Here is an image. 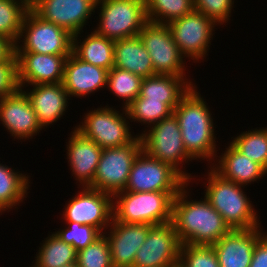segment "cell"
Wrapping results in <instances>:
<instances>
[{"instance_id":"6da1fadb","label":"cell","mask_w":267,"mask_h":267,"mask_svg":"<svg viewBox=\"0 0 267 267\" xmlns=\"http://www.w3.org/2000/svg\"><path fill=\"white\" fill-rule=\"evenodd\" d=\"M188 186L186 183L179 190L172 203L171 222L179 241L181 244L213 245L231 229L205 197L198 201L188 198Z\"/></svg>"},{"instance_id":"7a4b0ae2","label":"cell","mask_w":267,"mask_h":267,"mask_svg":"<svg viewBox=\"0 0 267 267\" xmlns=\"http://www.w3.org/2000/svg\"><path fill=\"white\" fill-rule=\"evenodd\" d=\"M196 85L180 100L173 110L179 123L186 151L195 159L214 161L217 145L213 116L207 102L197 92Z\"/></svg>"},{"instance_id":"3957f363","label":"cell","mask_w":267,"mask_h":267,"mask_svg":"<svg viewBox=\"0 0 267 267\" xmlns=\"http://www.w3.org/2000/svg\"><path fill=\"white\" fill-rule=\"evenodd\" d=\"M204 197L220 213L230 229H253L260 227V218L254 205L242 189L245 186L226 180L210 166Z\"/></svg>"},{"instance_id":"277c9868","label":"cell","mask_w":267,"mask_h":267,"mask_svg":"<svg viewBox=\"0 0 267 267\" xmlns=\"http://www.w3.org/2000/svg\"><path fill=\"white\" fill-rule=\"evenodd\" d=\"M177 194L121 191L113 196V219L116 222L149 225L171 222L172 203Z\"/></svg>"},{"instance_id":"5b68a950","label":"cell","mask_w":267,"mask_h":267,"mask_svg":"<svg viewBox=\"0 0 267 267\" xmlns=\"http://www.w3.org/2000/svg\"><path fill=\"white\" fill-rule=\"evenodd\" d=\"M139 135L142 150L147 155L168 164L187 183L191 182L194 177L184 171L185 169H182L183 166L180 164L192 162L195 159L186 151L178 120L173 113Z\"/></svg>"},{"instance_id":"8992f818","label":"cell","mask_w":267,"mask_h":267,"mask_svg":"<svg viewBox=\"0 0 267 267\" xmlns=\"http://www.w3.org/2000/svg\"><path fill=\"white\" fill-rule=\"evenodd\" d=\"M96 8L99 24L93 31L114 41L138 36L148 22L145 0H97Z\"/></svg>"},{"instance_id":"52a82bcc","label":"cell","mask_w":267,"mask_h":267,"mask_svg":"<svg viewBox=\"0 0 267 267\" xmlns=\"http://www.w3.org/2000/svg\"><path fill=\"white\" fill-rule=\"evenodd\" d=\"M72 47V34L42 19L32 9H29L24 18L19 39L14 44V52L70 55Z\"/></svg>"},{"instance_id":"ba28073f","label":"cell","mask_w":267,"mask_h":267,"mask_svg":"<svg viewBox=\"0 0 267 267\" xmlns=\"http://www.w3.org/2000/svg\"><path fill=\"white\" fill-rule=\"evenodd\" d=\"M126 118L129 119L126 108H123L121 113L106 105L86 112L84 121L75 126V129L102 149L121 147L138 136L131 134L130 122Z\"/></svg>"},{"instance_id":"9c48e42d","label":"cell","mask_w":267,"mask_h":267,"mask_svg":"<svg viewBox=\"0 0 267 267\" xmlns=\"http://www.w3.org/2000/svg\"><path fill=\"white\" fill-rule=\"evenodd\" d=\"M141 151L139 133L124 146L103 149L93 183L89 187L112 196L124 191L133 162Z\"/></svg>"},{"instance_id":"30bf717a","label":"cell","mask_w":267,"mask_h":267,"mask_svg":"<svg viewBox=\"0 0 267 267\" xmlns=\"http://www.w3.org/2000/svg\"><path fill=\"white\" fill-rule=\"evenodd\" d=\"M152 59L156 74L185 76V58L167 24L148 21L138 35ZM185 61V63H184Z\"/></svg>"},{"instance_id":"8fae6325","label":"cell","mask_w":267,"mask_h":267,"mask_svg":"<svg viewBox=\"0 0 267 267\" xmlns=\"http://www.w3.org/2000/svg\"><path fill=\"white\" fill-rule=\"evenodd\" d=\"M181 54L195 62H201L208 55L214 28L218 26L205 14L193 10L167 24ZM210 44V45H209ZM206 55V56H205ZM201 59V60H199Z\"/></svg>"},{"instance_id":"7c38bea8","label":"cell","mask_w":267,"mask_h":267,"mask_svg":"<svg viewBox=\"0 0 267 267\" xmlns=\"http://www.w3.org/2000/svg\"><path fill=\"white\" fill-rule=\"evenodd\" d=\"M186 183L168 164L142 150L133 162L124 191L179 192Z\"/></svg>"},{"instance_id":"4fadbf2b","label":"cell","mask_w":267,"mask_h":267,"mask_svg":"<svg viewBox=\"0 0 267 267\" xmlns=\"http://www.w3.org/2000/svg\"><path fill=\"white\" fill-rule=\"evenodd\" d=\"M62 217L65 221L90 225L104 233L103 230L108 229L113 219V196L90 187H82L68 201Z\"/></svg>"},{"instance_id":"5bb4252c","label":"cell","mask_w":267,"mask_h":267,"mask_svg":"<svg viewBox=\"0 0 267 267\" xmlns=\"http://www.w3.org/2000/svg\"><path fill=\"white\" fill-rule=\"evenodd\" d=\"M180 247L172 222L153 225L136 252L133 267H167L179 261Z\"/></svg>"},{"instance_id":"9a60e30c","label":"cell","mask_w":267,"mask_h":267,"mask_svg":"<svg viewBox=\"0 0 267 267\" xmlns=\"http://www.w3.org/2000/svg\"><path fill=\"white\" fill-rule=\"evenodd\" d=\"M97 0H38L31 8L42 19L75 35L95 13ZM93 12V13H92Z\"/></svg>"},{"instance_id":"2e32d148","label":"cell","mask_w":267,"mask_h":267,"mask_svg":"<svg viewBox=\"0 0 267 267\" xmlns=\"http://www.w3.org/2000/svg\"><path fill=\"white\" fill-rule=\"evenodd\" d=\"M0 121L10 136L17 140L31 139L44 129L39 124L28 95L22 88L0 98Z\"/></svg>"},{"instance_id":"e0dca14e","label":"cell","mask_w":267,"mask_h":267,"mask_svg":"<svg viewBox=\"0 0 267 267\" xmlns=\"http://www.w3.org/2000/svg\"><path fill=\"white\" fill-rule=\"evenodd\" d=\"M20 88L38 84L61 83L69 55L15 52ZM26 84V86H25Z\"/></svg>"},{"instance_id":"ac0fdd59","label":"cell","mask_w":267,"mask_h":267,"mask_svg":"<svg viewBox=\"0 0 267 267\" xmlns=\"http://www.w3.org/2000/svg\"><path fill=\"white\" fill-rule=\"evenodd\" d=\"M152 226L116 222L112 219L108 227L110 231H104L103 234L108 236L113 267H133L136 252L145 242Z\"/></svg>"},{"instance_id":"d6986e66","label":"cell","mask_w":267,"mask_h":267,"mask_svg":"<svg viewBox=\"0 0 267 267\" xmlns=\"http://www.w3.org/2000/svg\"><path fill=\"white\" fill-rule=\"evenodd\" d=\"M261 227L231 229L213 248L220 267H249L256 241L264 234Z\"/></svg>"},{"instance_id":"ffe728a7","label":"cell","mask_w":267,"mask_h":267,"mask_svg":"<svg viewBox=\"0 0 267 267\" xmlns=\"http://www.w3.org/2000/svg\"><path fill=\"white\" fill-rule=\"evenodd\" d=\"M107 75V69L84 62L72 52L65 62L62 84L70 98L86 97L107 87Z\"/></svg>"},{"instance_id":"44dd1931","label":"cell","mask_w":267,"mask_h":267,"mask_svg":"<svg viewBox=\"0 0 267 267\" xmlns=\"http://www.w3.org/2000/svg\"><path fill=\"white\" fill-rule=\"evenodd\" d=\"M71 132L66 145L70 170L75 180L80 183L79 187H89L93 183L103 149L75 128Z\"/></svg>"},{"instance_id":"7402d4cb","label":"cell","mask_w":267,"mask_h":267,"mask_svg":"<svg viewBox=\"0 0 267 267\" xmlns=\"http://www.w3.org/2000/svg\"><path fill=\"white\" fill-rule=\"evenodd\" d=\"M32 86L30 92L25 91V93L28 95L39 124L42 128H47L65 114L69 106V95L62 82Z\"/></svg>"},{"instance_id":"603a6c76","label":"cell","mask_w":267,"mask_h":267,"mask_svg":"<svg viewBox=\"0 0 267 267\" xmlns=\"http://www.w3.org/2000/svg\"><path fill=\"white\" fill-rule=\"evenodd\" d=\"M228 145L224 153L216 156L219 158L217 164L210 166L216 173L242 186L260 181L266 176L267 171L260 164L240 153L231 143Z\"/></svg>"},{"instance_id":"cb8c5ba5","label":"cell","mask_w":267,"mask_h":267,"mask_svg":"<svg viewBox=\"0 0 267 267\" xmlns=\"http://www.w3.org/2000/svg\"><path fill=\"white\" fill-rule=\"evenodd\" d=\"M192 83L184 76L156 74L143 78L137 98H147V101H164L174 110L180 100L195 86Z\"/></svg>"},{"instance_id":"d4e9b609","label":"cell","mask_w":267,"mask_h":267,"mask_svg":"<svg viewBox=\"0 0 267 267\" xmlns=\"http://www.w3.org/2000/svg\"><path fill=\"white\" fill-rule=\"evenodd\" d=\"M142 78L155 75L152 59L139 36L116 40L114 66Z\"/></svg>"},{"instance_id":"484cf974","label":"cell","mask_w":267,"mask_h":267,"mask_svg":"<svg viewBox=\"0 0 267 267\" xmlns=\"http://www.w3.org/2000/svg\"><path fill=\"white\" fill-rule=\"evenodd\" d=\"M80 35L81 32L73 35L72 52L84 62L108 71L113 68L115 41L92 31L84 40L81 41L80 39L79 42L78 37H81Z\"/></svg>"},{"instance_id":"4316f807","label":"cell","mask_w":267,"mask_h":267,"mask_svg":"<svg viewBox=\"0 0 267 267\" xmlns=\"http://www.w3.org/2000/svg\"><path fill=\"white\" fill-rule=\"evenodd\" d=\"M20 173L0 163V213L1 215L9 209L16 208L19 203L23 202L24 197L27 198L29 189V176Z\"/></svg>"},{"instance_id":"83f0119b","label":"cell","mask_w":267,"mask_h":267,"mask_svg":"<svg viewBox=\"0 0 267 267\" xmlns=\"http://www.w3.org/2000/svg\"><path fill=\"white\" fill-rule=\"evenodd\" d=\"M36 252L35 265L37 267H62L77 263V251L62 241L54 232L46 237Z\"/></svg>"},{"instance_id":"f1b7e54d","label":"cell","mask_w":267,"mask_h":267,"mask_svg":"<svg viewBox=\"0 0 267 267\" xmlns=\"http://www.w3.org/2000/svg\"><path fill=\"white\" fill-rule=\"evenodd\" d=\"M240 153L267 171V128H255L237 135L230 142Z\"/></svg>"},{"instance_id":"f546056e","label":"cell","mask_w":267,"mask_h":267,"mask_svg":"<svg viewBox=\"0 0 267 267\" xmlns=\"http://www.w3.org/2000/svg\"><path fill=\"white\" fill-rule=\"evenodd\" d=\"M148 21L168 24L194 10V0H145Z\"/></svg>"},{"instance_id":"4dcf8cb0","label":"cell","mask_w":267,"mask_h":267,"mask_svg":"<svg viewBox=\"0 0 267 267\" xmlns=\"http://www.w3.org/2000/svg\"><path fill=\"white\" fill-rule=\"evenodd\" d=\"M143 78L129 71L113 67L108 71L107 88L116 97L123 100V108H126L140 93Z\"/></svg>"},{"instance_id":"1f68e13d","label":"cell","mask_w":267,"mask_h":267,"mask_svg":"<svg viewBox=\"0 0 267 267\" xmlns=\"http://www.w3.org/2000/svg\"><path fill=\"white\" fill-rule=\"evenodd\" d=\"M28 10L19 0H0V35L16 44Z\"/></svg>"},{"instance_id":"d6a6232c","label":"cell","mask_w":267,"mask_h":267,"mask_svg":"<svg viewBox=\"0 0 267 267\" xmlns=\"http://www.w3.org/2000/svg\"><path fill=\"white\" fill-rule=\"evenodd\" d=\"M126 111L131 122L147 124V127L169 117L173 110L164 101H147V98H136Z\"/></svg>"},{"instance_id":"836d02e7","label":"cell","mask_w":267,"mask_h":267,"mask_svg":"<svg viewBox=\"0 0 267 267\" xmlns=\"http://www.w3.org/2000/svg\"><path fill=\"white\" fill-rule=\"evenodd\" d=\"M65 222L67 227L64 226V229H59V231H56L54 234L62 241L72 245L77 252L94 243L100 236L103 235L100 230L93 226L72 221Z\"/></svg>"},{"instance_id":"e575fe53","label":"cell","mask_w":267,"mask_h":267,"mask_svg":"<svg viewBox=\"0 0 267 267\" xmlns=\"http://www.w3.org/2000/svg\"><path fill=\"white\" fill-rule=\"evenodd\" d=\"M78 267H113L107 236H100L94 243L77 252Z\"/></svg>"},{"instance_id":"d590c367","label":"cell","mask_w":267,"mask_h":267,"mask_svg":"<svg viewBox=\"0 0 267 267\" xmlns=\"http://www.w3.org/2000/svg\"><path fill=\"white\" fill-rule=\"evenodd\" d=\"M179 260L185 267H220L212 245L181 244Z\"/></svg>"},{"instance_id":"8d00e7d4","label":"cell","mask_w":267,"mask_h":267,"mask_svg":"<svg viewBox=\"0 0 267 267\" xmlns=\"http://www.w3.org/2000/svg\"><path fill=\"white\" fill-rule=\"evenodd\" d=\"M234 0H194V10L211 18L217 25L228 23Z\"/></svg>"},{"instance_id":"74e56055","label":"cell","mask_w":267,"mask_h":267,"mask_svg":"<svg viewBox=\"0 0 267 267\" xmlns=\"http://www.w3.org/2000/svg\"><path fill=\"white\" fill-rule=\"evenodd\" d=\"M19 88L17 56L13 52L5 61L0 62V98L16 92Z\"/></svg>"},{"instance_id":"f35d334b","label":"cell","mask_w":267,"mask_h":267,"mask_svg":"<svg viewBox=\"0 0 267 267\" xmlns=\"http://www.w3.org/2000/svg\"><path fill=\"white\" fill-rule=\"evenodd\" d=\"M267 233V232H266ZM264 233L254 246L249 267H267V234Z\"/></svg>"},{"instance_id":"ab89813d","label":"cell","mask_w":267,"mask_h":267,"mask_svg":"<svg viewBox=\"0 0 267 267\" xmlns=\"http://www.w3.org/2000/svg\"><path fill=\"white\" fill-rule=\"evenodd\" d=\"M14 52V44L0 35V62L5 61Z\"/></svg>"},{"instance_id":"60d3db41","label":"cell","mask_w":267,"mask_h":267,"mask_svg":"<svg viewBox=\"0 0 267 267\" xmlns=\"http://www.w3.org/2000/svg\"><path fill=\"white\" fill-rule=\"evenodd\" d=\"M23 2L29 9H31L37 2L38 0H19Z\"/></svg>"},{"instance_id":"b9f144b4","label":"cell","mask_w":267,"mask_h":267,"mask_svg":"<svg viewBox=\"0 0 267 267\" xmlns=\"http://www.w3.org/2000/svg\"><path fill=\"white\" fill-rule=\"evenodd\" d=\"M167 267H185L182 263H181V261L179 260V261H177L176 263H173V264H171V265H168Z\"/></svg>"},{"instance_id":"7bdbcfd3","label":"cell","mask_w":267,"mask_h":267,"mask_svg":"<svg viewBox=\"0 0 267 267\" xmlns=\"http://www.w3.org/2000/svg\"><path fill=\"white\" fill-rule=\"evenodd\" d=\"M62 267H78V265H77V263H74V264L65 265V266H62Z\"/></svg>"}]
</instances>
